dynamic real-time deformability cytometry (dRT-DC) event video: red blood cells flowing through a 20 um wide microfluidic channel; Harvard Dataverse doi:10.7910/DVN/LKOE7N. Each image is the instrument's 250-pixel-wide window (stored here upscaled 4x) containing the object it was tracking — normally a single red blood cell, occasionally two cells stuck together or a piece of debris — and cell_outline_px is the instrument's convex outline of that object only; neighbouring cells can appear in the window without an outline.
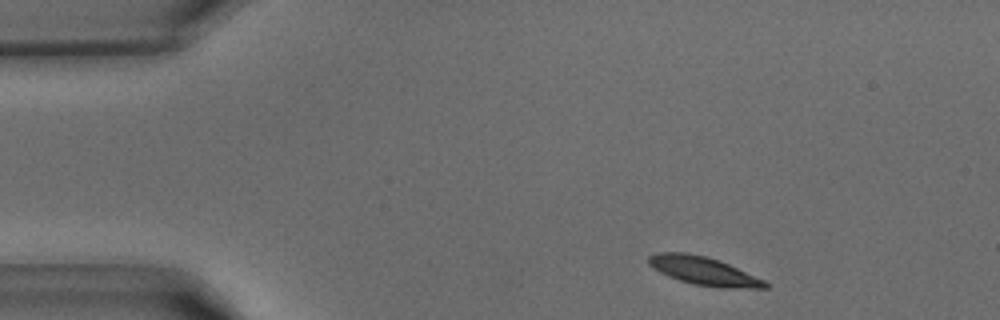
{"species": "common noctule bat (a hibernating species)", "species_latin": "Nyctalus noctula", "temperature_condition": "warm", "stored_images_in_passage": 37, "camera_frame_rate_fps": 3000, "um_per_image_px": 0.085, "animal": {"sex": "male", "body_mass_g": 15.6}, "frame": {"image": 1, "passage_image": 2, "time_ms": 0.333, "image_size_px": [1000, 320], "cell_outline_px": [[768, 288], [720, 288], [692, 284], [668, 276], [660, 272], [648, 264], [648, 256], [656, 252], [684, 252], [704, 256], [728, 264], [764, 280], [768, 284]], "centroid_in_image_um": [59.78, 23.03], "position_along_channel_um": 25.2, "area_um2": 19.02}}
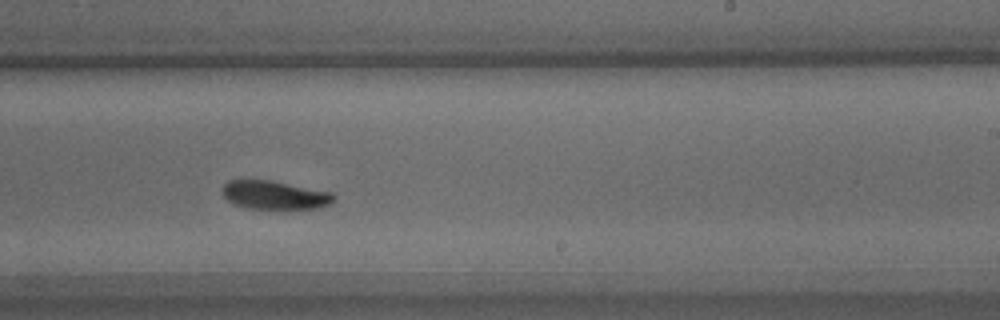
{"frame": {"image": 2, "passage_image": 21, "time_ms": 6.667, "image_size_px": [1000, 320], "cell_outline_px": [[336, 196], [328, 204], [320, 208], [244, 208], [228, 200], [224, 196], [224, 184], [228, 180], [268, 180], [336, 192]], "centroid_in_image_um": [23.39, 16.57], "position_along_channel_um": 265.6, "area_um2": 18.32}}
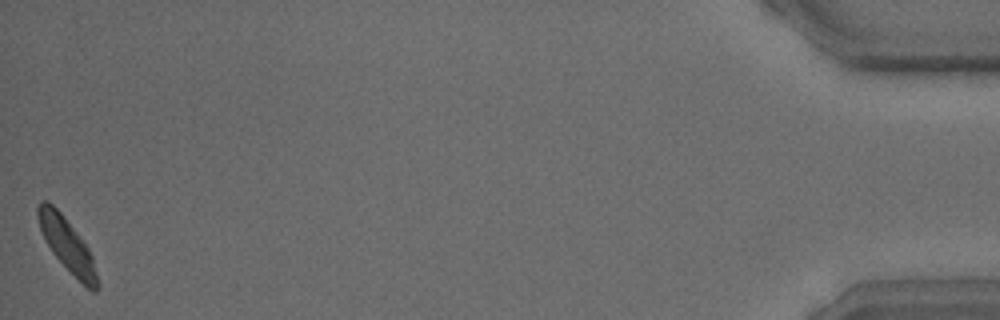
{"frame": {"image": 3, "passage_image": 37, "time_ms": 12.0, "image_size_px": [1000, 320], "cell_outline_px": [[100, 284], [96, 292], [92, 292], [52, 252], [40, 228], [36, 216], [36, 204], [40, 200], [48, 200], [60, 212], [88, 248], [92, 256]], "centroid_in_image_um": [5.69, 20.77], "position_along_channel_um": 429.5, "area_um2": 17.92}}